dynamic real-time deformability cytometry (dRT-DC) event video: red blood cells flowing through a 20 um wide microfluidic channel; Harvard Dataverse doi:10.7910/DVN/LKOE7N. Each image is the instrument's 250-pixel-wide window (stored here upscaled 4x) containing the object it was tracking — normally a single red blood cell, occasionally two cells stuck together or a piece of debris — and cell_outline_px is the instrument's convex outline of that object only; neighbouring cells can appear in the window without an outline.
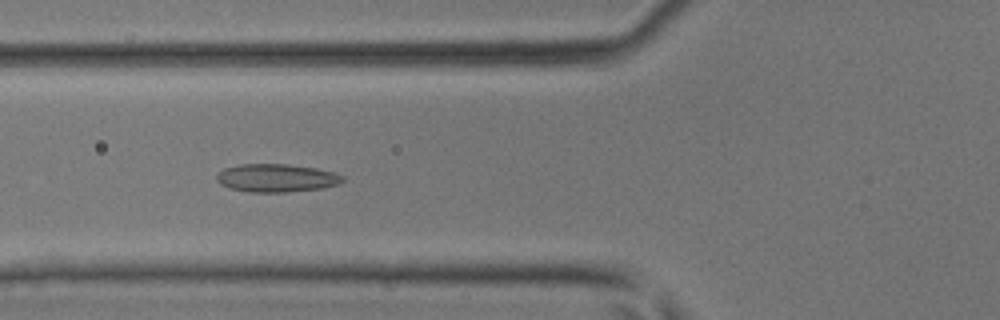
{"species": "common noctule bat (a hibernating species)", "species_latin": "Nyctalus noctula", "temperature_condition": "room temperature", "stored_images_in_passage": 36, "camera_frame_rate_fps": 3000, "um_per_image_px": 0.085, "animal": {"sex": "male", "body_mass_g": 17.9, "forearm_length_mm": 54.2}, "frame": {"image": 1, "passage_image": 7, "time_ms": 2.0, "image_size_px": [1000, 320], "cell_outline_px": [[344, 180], [336, 184], [320, 188], [288, 192], [248, 192], [232, 188], [220, 184], [216, 180], [216, 176], [224, 168], [240, 164], [288, 164], [316, 168], [332, 172], [344, 176]], "centroid_in_image_um": [23.47, 15.12], "position_along_channel_um": 102.3, "area_um2": 20.46}}
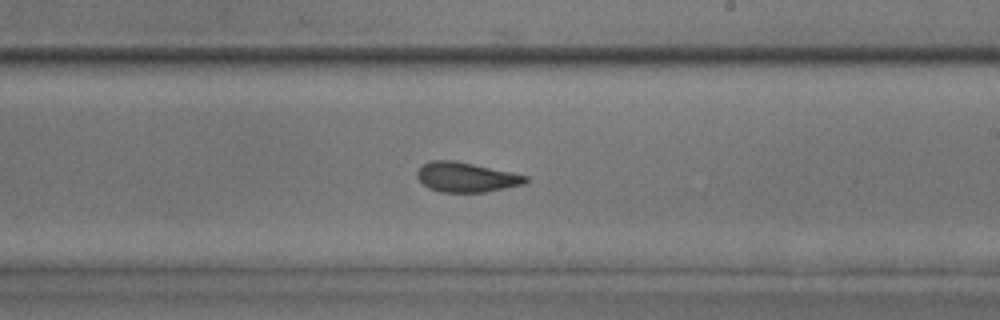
{"frame": {"image": 2, "passage_image": 17, "time_ms": 5.333, "image_size_px": [1000, 320], "cell_outline_px": [[528, 180], [524, 184], [484, 192], [440, 192], [428, 188], [416, 176], [416, 172], [424, 164], [432, 160], [456, 160], [512, 172], [528, 176]], "centroid_in_image_um": [39.62, 15.05], "position_along_channel_um": 249.4, "area_um2": 18.79}}
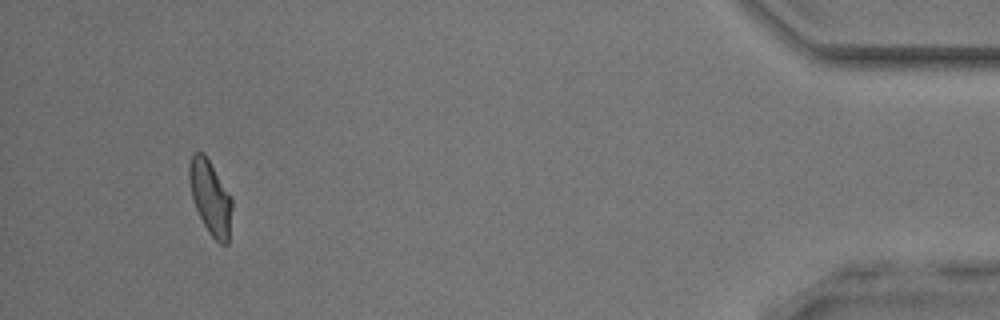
{"frame": {"image": 3, "passage_image": 33, "time_ms": 10.667, "image_size_px": [1000, 320], "cell_outline_px": [[232, 208], [228, 244], [220, 244], [208, 232], [192, 200], [188, 176], [188, 164], [192, 152], [204, 152], [232, 200]], "centroid_in_image_um": [17.85, 16.77], "position_along_channel_um": 417.3, "area_um2": 18.32}}